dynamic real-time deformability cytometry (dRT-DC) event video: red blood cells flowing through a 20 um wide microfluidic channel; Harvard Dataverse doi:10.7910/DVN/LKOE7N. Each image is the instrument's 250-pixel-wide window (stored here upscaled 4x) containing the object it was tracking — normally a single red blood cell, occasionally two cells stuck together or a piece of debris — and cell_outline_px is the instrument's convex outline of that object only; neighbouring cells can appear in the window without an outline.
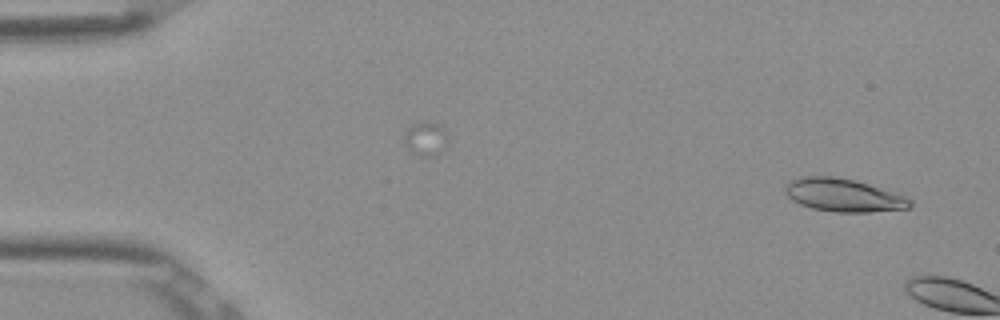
{"species": "Egyptian fruit bat (a non-hibernating species)", "species_latin": "Rousettus aegyptiacus", "temperature_condition": "room temperature", "stored_images_in_passage": 4, "camera_frame_rate_fps": 3000, "um_per_image_px": 0.085, "frame": {"image": 1, "passage_image": 2, "time_ms": 0.333, "image_size_px": [1000, 320], "cell_outline_px": [[912, 208], [868, 212], [836, 212], [812, 208], [800, 204], [792, 200], [784, 192], [784, 188], [788, 180], [804, 176], [832, 176], [852, 180], [868, 184], [904, 196], [912, 200]], "centroid_in_image_um": [71.66, 16.59], "position_along_channel_um": 13.3, "area_um2": 23.93}}